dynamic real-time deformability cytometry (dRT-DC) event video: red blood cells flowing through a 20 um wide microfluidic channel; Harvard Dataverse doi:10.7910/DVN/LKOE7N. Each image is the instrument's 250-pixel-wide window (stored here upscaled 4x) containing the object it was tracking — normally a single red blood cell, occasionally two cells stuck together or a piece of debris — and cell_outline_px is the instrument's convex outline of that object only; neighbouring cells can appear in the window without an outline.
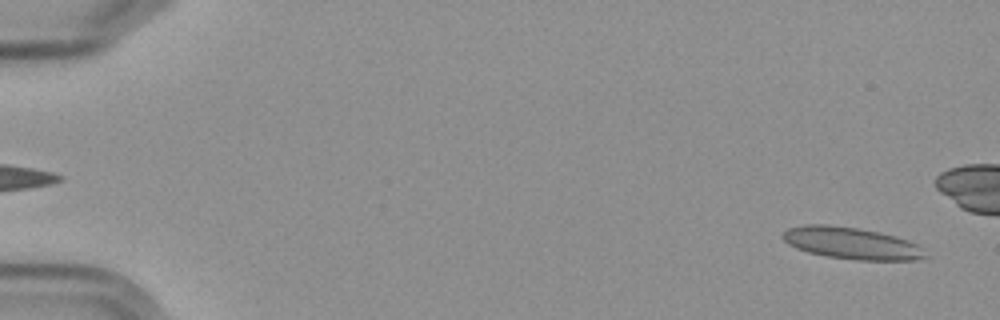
{"species": "Egyptian fruit bat (a non-hibernating species)", "species_latin": "Rousettus aegyptiacus", "temperature_condition": "cold", "stored_images_in_passage": 3, "segment_of_instrument_passage": [2, 2], "camera_frame_rate_fps": 3000, "um_per_image_px": 0.085, "frame": {"image": 1, "passage_image": 3, "time_ms": 2.333, "image_size_px": [1000, 320], "cell_outline_px": [[928, 256], [916, 260], [856, 260], [828, 256], [808, 252], [796, 248], [788, 244], [780, 236], [788, 228], [804, 224], [828, 224], [856, 228], [880, 232], [896, 236], [908, 240], [924, 248]], "centroid_in_image_um": [72.39, 20.67], "position_along_channel_um": 12.6, "area_um2": 26.59}}